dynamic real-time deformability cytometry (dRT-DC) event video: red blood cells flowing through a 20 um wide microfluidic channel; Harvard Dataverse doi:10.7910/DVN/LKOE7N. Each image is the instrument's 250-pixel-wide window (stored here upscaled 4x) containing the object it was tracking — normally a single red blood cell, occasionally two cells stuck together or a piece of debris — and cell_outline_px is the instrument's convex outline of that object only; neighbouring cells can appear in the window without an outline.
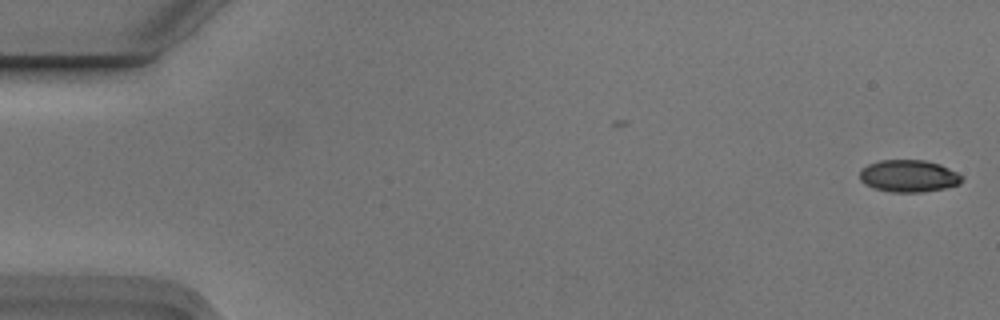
{"species": "Egyptian fruit bat (a non-hibernating species)", "species_latin": "Rousettus aegyptiacus", "temperature_condition": "cold", "stored_images_in_passage": 2, "camera_frame_rate_fps": 3000, "um_per_image_px": 0.085, "animal": {"sex": "male"}, "frame": {"image": 1, "passage_image": 2, "time_ms": 0.333, "image_size_px": [1000, 320], "cell_outline_px": [[964, 180], [960, 184], [944, 188], [924, 192], [892, 192], [876, 188], [864, 184], [860, 180], [860, 168], [868, 164], [880, 160], [924, 160], [940, 164], [964, 176]], "centroid_in_image_um": [77.25, 14.95], "position_along_channel_um": 7.8, "area_um2": 19.25}}